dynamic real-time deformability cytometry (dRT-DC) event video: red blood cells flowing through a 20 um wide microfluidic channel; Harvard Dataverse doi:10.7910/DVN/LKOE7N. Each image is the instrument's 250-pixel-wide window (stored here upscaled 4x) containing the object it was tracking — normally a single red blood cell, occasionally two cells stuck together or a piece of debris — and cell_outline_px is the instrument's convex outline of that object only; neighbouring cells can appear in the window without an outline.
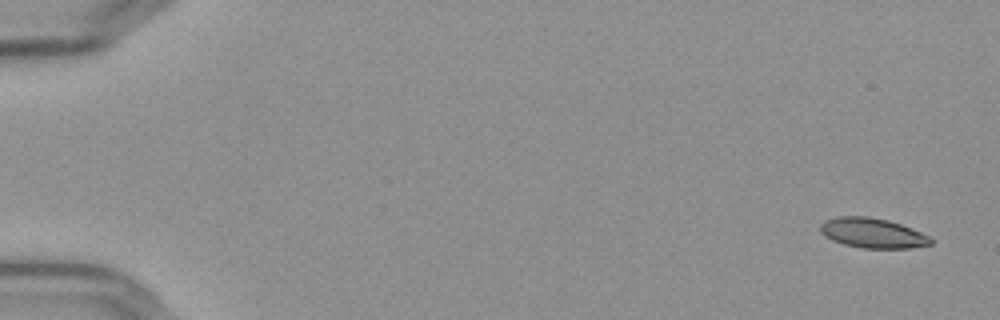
{"species": "Egyptian fruit bat (a non-hibernating species)", "species_latin": "Rousettus aegyptiacus", "temperature_condition": "cold", "stored_images_in_passage": 55, "camera_frame_rate_fps": 3000, "um_per_image_px": 0.085, "frame": {"image": 1, "passage_image": 1, "time_ms": 0.0, "image_size_px": [1000, 320], "cell_outline_px": [[932, 244], [912, 248], [864, 248], [844, 244], [832, 240], [824, 236], [820, 232], [820, 224], [824, 220], [836, 216], [868, 216], [888, 220], [900, 224], [932, 236]], "centroid_in_image_um": [74.16, 19.8], "position_along_channel_um": 10.8, "area_um2": 19.42}}
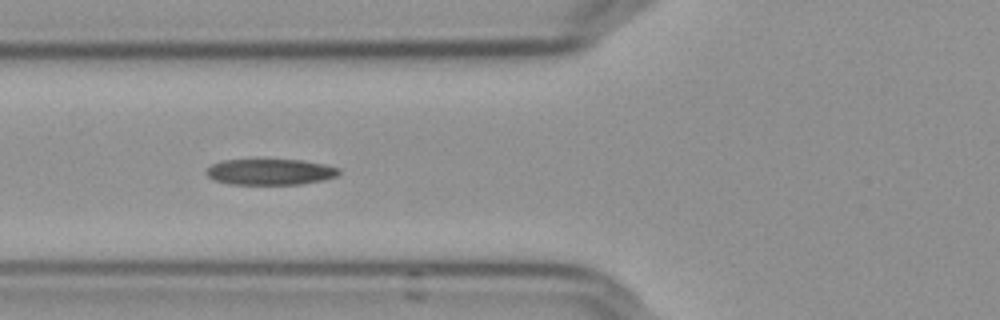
{"frame": {"image": 2, "passage_image": 21, "time_ms": 6.667, "image_size_px": [1000, 320], "cell_outline_px": [[340, 172], [336, 176], [324, 180], [300, 184], [232, 184], [212, 180], [204, 172], [212, 164], [224, 160], [300, 160], [324, 164], [340, 168]], "centroid_in_image_um": [22.96, 14.61], "position_along_channel_um": 102.8, "area_um2": 20.0}}
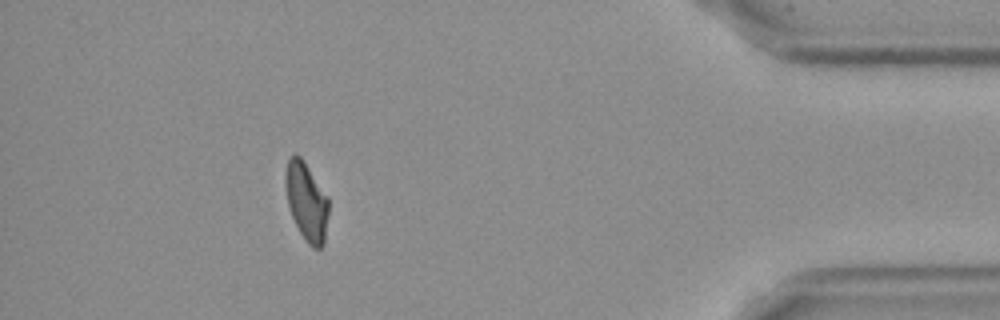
{"frame": {"image": 3, "passage_image": 50, "time_ms": 16.333, "image_size_px": [1000, 320], "cell_outline_px": [[328, 212], [324, 244], [320, 248], [312, 248], [308, 244], [300, 232], [292, 216], [288, 204], [284, 184], [284, 176], [288, 156], [292, 152], [296, 152], [300, 156], [328, 196]], "centroid_in_image_um": [26.03, 17.08], "position_along_channel_um": 409.2, "area_um2": 19.83}, "authors_computed_cell_mechanics": {"area_um2": 20.0566, "velocity_mm_per_s": 3.6379, "shape_relaxation_time_tau1_ms": null, "shape_relaxation_time_tau2_ms": 5.4278, "deformation_change_tau1": null, "deformation_change_tau2": 0.1382}}